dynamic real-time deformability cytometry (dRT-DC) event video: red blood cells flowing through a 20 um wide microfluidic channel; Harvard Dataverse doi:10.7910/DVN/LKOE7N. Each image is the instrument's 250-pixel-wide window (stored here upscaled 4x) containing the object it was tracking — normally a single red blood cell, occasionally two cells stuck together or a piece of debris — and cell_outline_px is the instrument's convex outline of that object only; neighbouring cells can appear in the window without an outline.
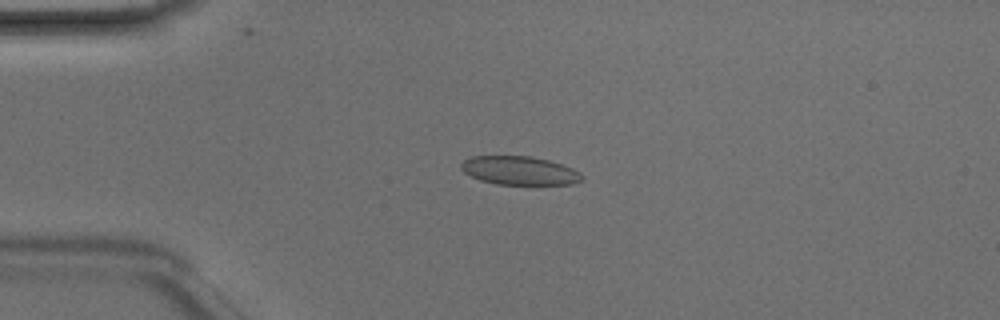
{"species": "Egyptian fruit bat (a non-hibernating species)", "species_latin": "Rousettus aegyptiacus", "temperature_condition": "room temperature", "stored_images_in_passage": 49, "camera_frame_rate_fps": 3000, "um_per_image_px": 0.085, "animal": {"sex": "male"}, "frame": {"image": 1, "passage_image": 12, "time_ms": 3.667, "image_size_px": [1000, 320], "cell_outline_px": [[584, 180], [572, 184], [496, 184], [480, 180], [464, 172], [460, 168], [460, 164], [464, 160], [472, 156], [532, 156], [548, 160], [572, 168], [580, 172], [584, 176]], "centroid_in_image_um": [44.17, 14.5], "position_along_channel_um": 40.8, "area_um2": 20.11}}
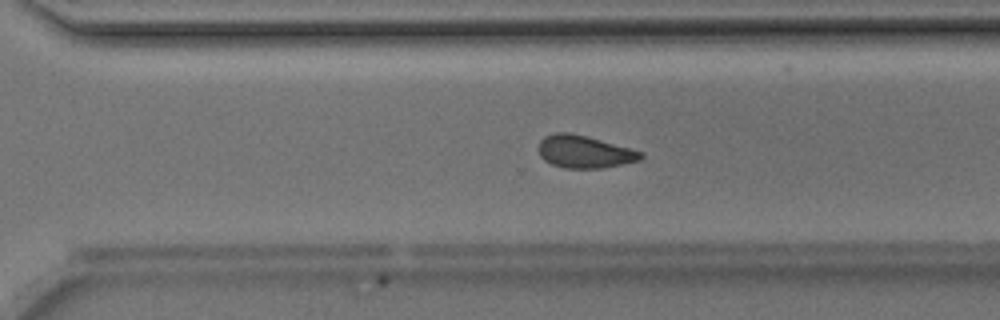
{"frame": {"image": 2, "passage_image": 34, "time_ms": 11.0, "image_size_px": [1000, 320], "cell_outline_px": [[644, 156], [640, 160], [600, 168], [564, 168], [552, 164], [544, 160], [540, 156], [536, 148], [540, 140], [544, 136], [556, 132], [568, 132], [588, 136], [644, 152]], "centroid_in_image_um": [49.63, 12.88], "position_along_channel_um": 321.0, "area_um2": 19.54}}
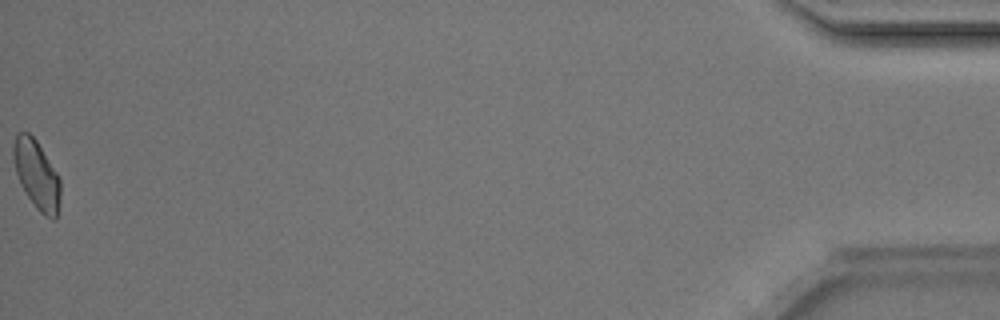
{"frame": {"image": 3, "passage_image": 49, "time_ms": 16.0, "image_size_px": [1000, 320], "cell_outline_px": [[60, 200], [56, 220], [52, 220], [44, 216], [36, 208], [24, 192], [20, 184], [16, 172], [12, 156], [12, 148], [16, 136], [20, 132], [28, 132], [36, 140], [56, 172], [60, 180]], "centroid_in_image_um": [3.11, 14.89], "position_along_channel_um": 432.1, "area_um2": 18.84}, "authors_computed_cell_mechanics": {"area_um2": 19.5942, "velocity_mm_per_s": 4.202, "shape_relaxation_time_tau1_ms": null, "shape_relaxation_time_tau2_ms": 2.7473, "deformation_change_tau1": null, "deformation_change_tau2": 0.0729}}